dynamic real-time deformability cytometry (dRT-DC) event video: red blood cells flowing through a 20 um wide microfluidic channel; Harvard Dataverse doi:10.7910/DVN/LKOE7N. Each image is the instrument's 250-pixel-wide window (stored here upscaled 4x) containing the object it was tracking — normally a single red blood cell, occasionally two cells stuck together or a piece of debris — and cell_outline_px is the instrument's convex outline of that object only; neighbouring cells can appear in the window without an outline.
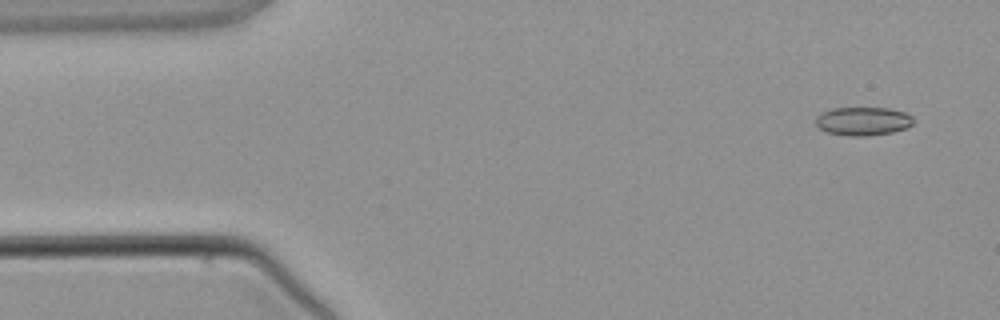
{"species": "common noctule bat (a hibernating species)", "species_latin": "Nyctalus noctula", "temperature_condition": "warm", "stored_images_in_passage": 2, "camera_frame_rate_fps": 3000, "um_per_image_px": 0.085, "animal": {"sex": "male", "body_mass_g": 21.5, "forearm_length_mm": 52.0}, "frame": {"image": 1, "passage_image": 1, "time_ms": 0.0, "image_size_px": [1000, 320], "cell_outline_px": [[912, 124], [908, 128], [892, 132], [868, 136], [848, 136], [828, 132], [820, 128], [816, 124], [816, 116], [820, 112], [832, 108], [888, 108], [904, 112], [912, 116]], "centroid_in_image_um": [73.34, 10.3], "position_along_channel_um": 11.7, "area_um2": 16.24}}